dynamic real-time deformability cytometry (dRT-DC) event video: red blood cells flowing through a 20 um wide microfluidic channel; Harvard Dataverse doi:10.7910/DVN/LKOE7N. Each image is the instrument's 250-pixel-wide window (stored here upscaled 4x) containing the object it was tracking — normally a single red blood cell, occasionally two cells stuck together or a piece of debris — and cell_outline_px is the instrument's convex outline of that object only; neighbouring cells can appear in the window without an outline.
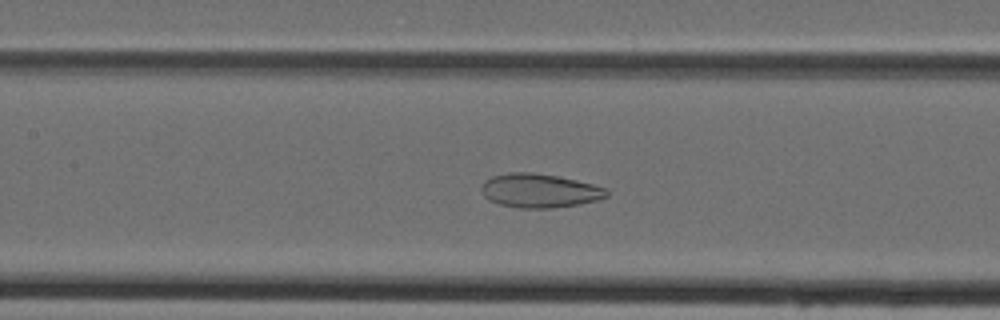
{"species": "Egyptian fruit bat (a non-hibernating species)", "species_latin": "Rousettus aegyptiacus", "temperature_condition": "cold", "stored_images_in_passage": 39, "camera_frame_rate_fps": 3000, "um_per_image_px": 0.085, "animal": {"sex": "female"}, "frame": {"image": 1, "passage_image": 16, "time_ms": 5.0, "image_size_px": [1000, 320], "cell_outline_px": [[608, 196], [596, 200], [580, 204], [552, 208], [520, 208], [500, 204], [488, 200], [484, 196], [480, 188], [484, 180], [492, 176], [508, 172], [532, 172], [556, 176], [576, 180], [608, 188]], "centroid_in_image_um": [45.84, 16.2], "position_along_channel_um": 161.6, "area_um2": 24.85}}
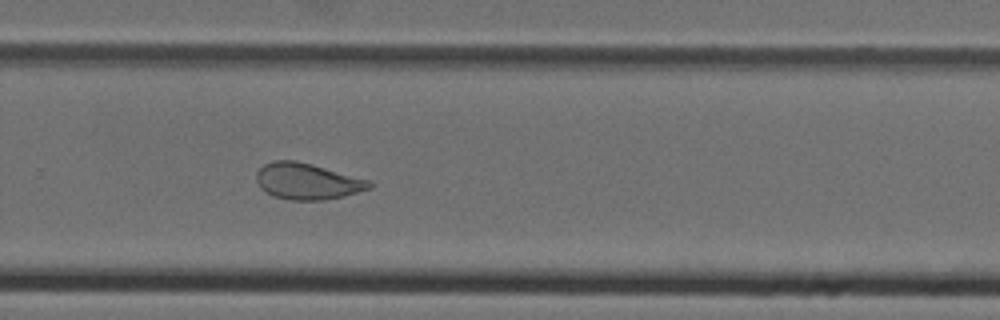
{"frame": {"image": 2, "passage_image": 26, "time_ms": 8.333, "image_size_px": [1000, 320], "cell_outline_px": [[372, 188], [344, 196], [324, 200], [292, 200], [276, 196], [260, 188], [256, 180], [256, 172], [264, 164], [272, 160], [296, 160], [312, 164], [372, 180]], "centroid_in_image_um": [26.15, 15.4], "position_along_channel_um": 303.6, "area_um2": 23.99}}
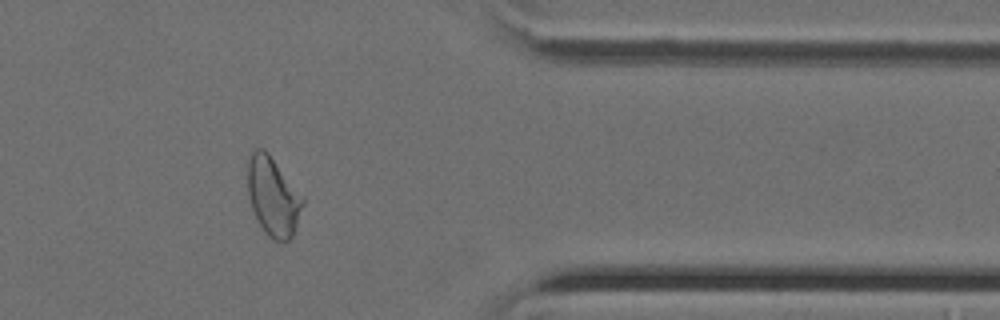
{"frame": {"image": 3, "passage_image": 33, "time_ms": 10.667, "image_size_px": [1000, 320], "cell_outline_px": [[304, 204], [296, 228], [292, 236], [288, 240], [272, 240], [264, 232], [252, 208], [248, 192], [248, 160], [252, 152], [256, 148], [264, 148], [268, 152], [304, 196]], "centroid_in_image_um": [23.23, 16.69], "position_along_channel_um": 388.2, "area_um2": 25.32}}